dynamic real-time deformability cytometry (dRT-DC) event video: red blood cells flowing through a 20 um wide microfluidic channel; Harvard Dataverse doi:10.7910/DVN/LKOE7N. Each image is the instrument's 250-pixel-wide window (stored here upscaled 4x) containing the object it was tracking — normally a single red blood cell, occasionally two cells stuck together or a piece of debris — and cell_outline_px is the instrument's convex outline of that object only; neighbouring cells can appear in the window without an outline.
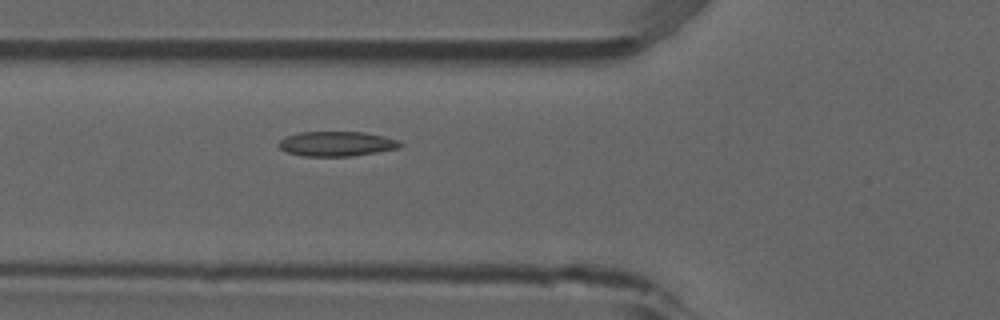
{"species": "common noctule bat (a hibernating species)", "species_latin": "Nyctalus noctula", "temperature_condition": "room temperature", "stored_images_in_passage": 3, "camera_frame_rate_fps": 3000, "um_per_image_px": 0.085, "animal": {"sex": "male", "forearm_length_mm": 52.5}, "frame": {"image": 1, "passage_image": 3, "time_ms": 0.667, "image_size_px": [1000, 320], "cell_outline_px": [[404, 144], [400, 148], [352, 156], [304, 156], [288, 152], [280, 148], [276, 144], [284, 136], [300, 132], [364, 132], [384, 136], [396, 140]], "centroid_in_image_um": [28.6, 12.22], "position_along_channel_um": 97.2, "area_um2": 17.57}}